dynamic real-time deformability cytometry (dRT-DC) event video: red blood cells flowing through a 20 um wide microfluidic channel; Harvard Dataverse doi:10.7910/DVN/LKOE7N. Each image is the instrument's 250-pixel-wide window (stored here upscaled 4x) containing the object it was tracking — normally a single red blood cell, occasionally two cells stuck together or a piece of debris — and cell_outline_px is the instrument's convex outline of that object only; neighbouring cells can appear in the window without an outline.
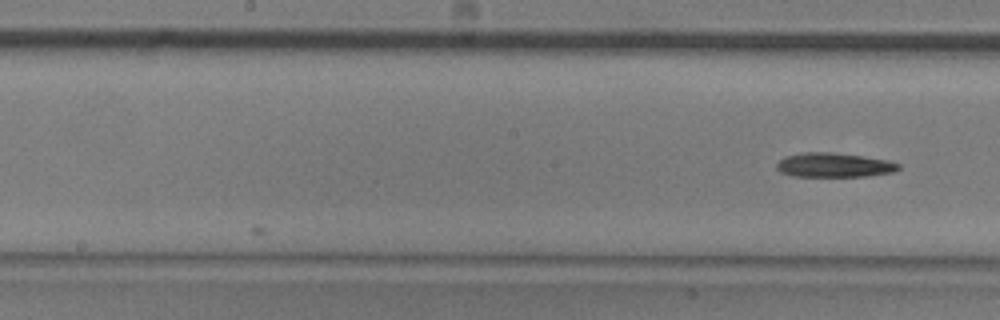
{"species": "common noctule bat (a hibernating species)", "species_latin": "Nyctalus noctula", "temperature_condition": "room temperature", "stored_images_in_passage": 10, "camera_frame_rate_fps": 3000, "um_per_image_px": 0.085, "animal": {"sex": "male", "body_mass_g": 20.5, "forearm_length_mm": 52.5}, "frame": {"image": 1, "passage_image": 10, "time_ms": 3.0, "image_size_px": [1000, 320], "cell_outline_px": [[900, 168], [892, 172], [868, 176], [792, 176], [780, 172], [776, 168], [776, 164], [784, 156], [804, 152], [832, 152], [864, 156], [888, 160], [900, 164]], "centroid_in_image_um": [70.87, 14.02], "position_along_channel_um": 177.3, "area_um2": 17.34}}